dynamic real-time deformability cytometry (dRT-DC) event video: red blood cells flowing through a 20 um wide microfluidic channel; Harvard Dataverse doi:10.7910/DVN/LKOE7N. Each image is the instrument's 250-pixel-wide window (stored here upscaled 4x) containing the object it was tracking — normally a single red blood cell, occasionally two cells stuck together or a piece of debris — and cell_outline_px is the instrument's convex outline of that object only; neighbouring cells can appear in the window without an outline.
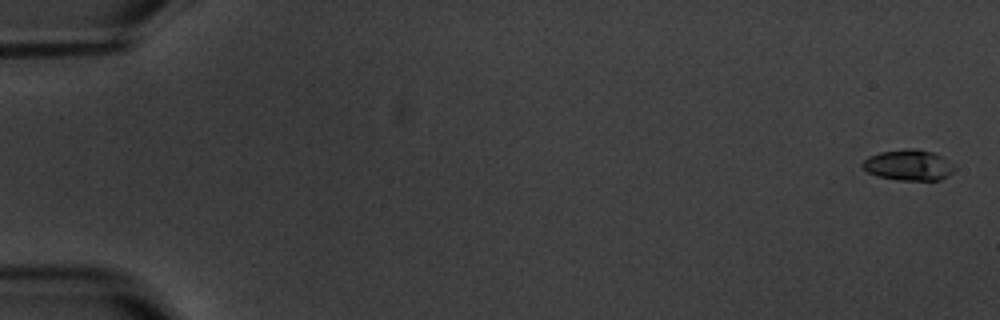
{"species": "common noctule bat (a hibernating species)", "species_latin": "Nyctalus noctula", "temperature_condition": "warm", "stored_images_in_passage": 6, "camera_frame_rate_fps": 3000, "um_per_image_px": 0.085, "animal": {"sex": "male", "body_mass_g": 20.1, "forearm_length_mm": 53.5}, "frame": {"image": 1, "passage_image": 1, "time_ms": 0.0, "image_size_px": [1000, 320], "cell_outline_px": [[956, 168], [952, 172], [940, 180], [900, 180], [876, 176], [868, 172], [860, 164], [868, 156], [880, 152], [908, 148], [916, 148], [932, 152], [944, 156]], "centroid_in_image_um": [77.22, 14.02], "position_along_channel_um": 7.8, "area_um2": 16.59}}
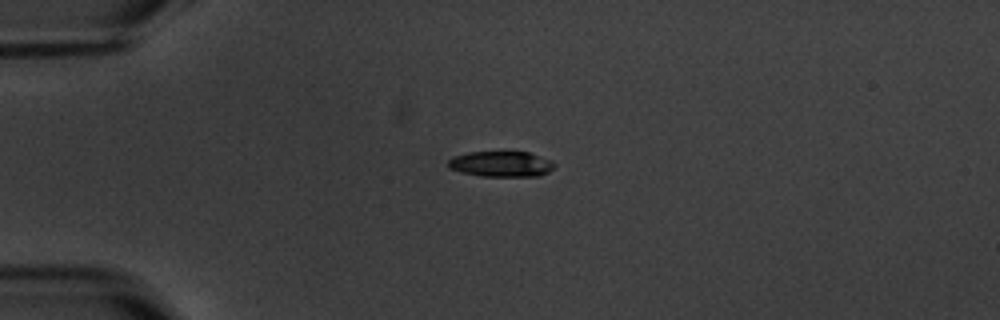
{"frame": {"image": 2, "passage_image": 5, "time_ms": 4.667, "image_size_px": [1000, 320], "cell_outline_px": [[556, 164], [548, 172], [540, 176], [480, 176], [448, 168], [448, 160], [452, 156], [468, 152], [528, 152], [552, 160]], "centroid_in_image_um": [42.6, 13.94], "position_along_channel_um": 42.4, "area_um2": 15.84}}